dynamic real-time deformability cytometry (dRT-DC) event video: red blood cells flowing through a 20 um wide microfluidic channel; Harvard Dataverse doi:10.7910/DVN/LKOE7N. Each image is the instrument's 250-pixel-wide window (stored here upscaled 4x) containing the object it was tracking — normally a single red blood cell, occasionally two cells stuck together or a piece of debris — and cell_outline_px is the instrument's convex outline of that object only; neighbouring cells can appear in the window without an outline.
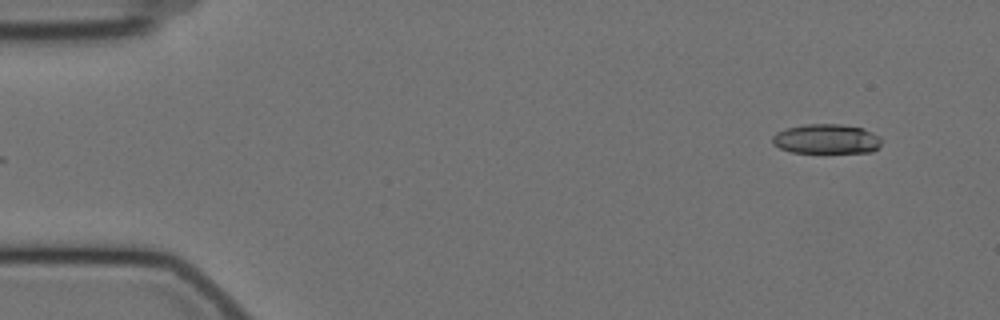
{"species": "Egyptian fruit bat (a non-hibernating species)", "species_latin": "Rousettus aegyptiacus", "temperature_condition": "cold", "stored_images_in_passage": 6, "camera_frame_rate_fps": 3000, "um_per_image_px": 0.085, "animal": {"sex": "female"}, "frame": {"image": 1, "passage_image": 1, "time_ms": 0.0, "image_size_px": [1000, 320], "cell_outline_px": [[880, 144], [872, 152], [792, 152], [780, 148], [772, 144], [772, 136], [776, 132], [788, 128], [804, 124], [840, 124], [864, 128], [880, 136]], "centroid_in_image_um": [70.23, 11.8], "position_along_channel_um": 14.8, "area_um2": 18.79}}